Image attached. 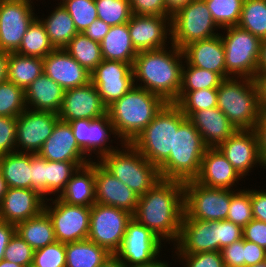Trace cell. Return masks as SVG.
I'll use <instances>...</instances> for the list:
<instances>
[{"label":"cell","instance_id":"e575fe53","mask_svg":"<svg viewBox=\"0 0 266 267\" xmlns=\"http://www.w3.org/2000/svg\"><path fill=\"white\" fill-rule=\"evenodd\" d=\"M43 71V58L9 53L7 81L18 87L26 90Z\"/></svg>","mask_w":266,"mask_h":267},{"label":"cell","instance_id":"8c879c8a","mask_svg":"<svg viewBox=\"0 0 266 267\" xmlns=\"http://www.w3.org/2000/svg\"><path fill=\"white\" fill-rule=\"evenodd\" d=\"M6 190H7V185L0 171V204H1L4 194L6 193Z\"/></svg>","mask_w":266,"mask_h":267},{"label":"cell","instance_id":"e7e4bbea","mask_svg":"<svg viewBox=\"0 0 266 267\" xmlns=\"http://www.w3.org/2000/svg\"><path fill=\"white\" fill-rule=\"evenodd\" d=\"M254 81L258 90V103L262 113L266 109V72L257 73Z\"/></svg>","mask_w":266,"mask_h":267},{"label":"cell","instance_id":"ee69618b","mask_svg":"<svg viewBox=\"0 0 266 267\" xmlns=\"http://www.w3.org/2000/svg\"><path fill=\"white\" fill-rule=\"evenodd\" d=\"M26 108L24 89L10 81L0 83V117L17 118Z\"/></svg>","mask_w":266,"mask_h":267},{"label":"cell","instance_id":"5bb4252c","mask_svg":"<svg viewBox=\"0 0 266 267\" xmlns=\"http://www.w3.org/2000/svg\"><path fill=\"white\" fill-rule=\"evenodd\" d=\"M31 0H0V50L16 52L37 17Z\"/></svg>","mask_w":266,"mask_h":267},{"label":"cell","instance_id":"94428289","mask_svg":"<svg viewBox=\"0 0 266 267\" xmlns=\"http://www.w3.org/2000/svg\"><path fill=\"white\" fill-rule=\"evenodd\" d=\"M254 131L257 135L259 155L262 166L266 169V118L261 114Z\"/></svg>","mask_w":266,"mask_h":267},{"label":"cell","instance_id":"603a6c76","mask_svg":"<svg viewBox=\"0 0 266 267\" xmlns=\"http://www.w3.org/2000/svg\"><path fill=\"white\" fill-rule=\"evenodd\" d=\"M44 73L64 90L91 82V73L81 66L64 48L54 49L43 58Z\"/></svg>","mask_w":266,"mask_h":267},{"label":"cell","instance_id":"484cf974","mask_svg":"<svg viewBox=\"0 0 266 267\" xmlns=\"http://www.w3.org/2000/svg\"><path fill=\"white\" fill-rule=\"evenodd\" d=\"M184 63L219 74L223 79L231 76L226 72L225 51L220 34L193 42L182 49Z\"/></svg>","mask_w":266,"mask_h":267},{"label":"cell","instance_id":"ba28073f","mask_svg":"<svg viewBox=\"0 0 266 267\" xmlns=\"http://www.w3.org/2000/svg\"><path fill=\"white\" fill-rule=\"evenodd\" d=\"M205 0H191L171 18V43L182 50L185 46L219 35Z\"/></svg>","mask_w":266,"mask_h":267},{"label":"cell","instance_id":"6da1fadb","mask_svg":"<svg viewBox=\"0 0 266 267\" xmlns=\"http://www.w3.org/2000/svg\"><path fill=\"white\" fill-rule=\"evenodd\" d=\"M184 214V182L160 180L139 197L135 213L138 223L146 226L163 242H177Z\"/></svg>","mask_w":266,"mask_h":267},{"label":"cell","instance_id":"7bdbcfd3","mask_svg":"<svg viewBox=\"0 0 266 267\" xmlns=\"http://www.w3.org/2000/svg\"><path fill=\"white\" fill-rule=\"evenodd\" d=\"M205 3L219 28L238 25L244 0H205Z\"/></svg>","mask_w":266,"mask_h":267},{"label":"cell","instance_id":"f1b7e54d","mask_svg":"<svg viewBox=\"0 0 266 267\" xmlns=\"http://www.w3.org/2000/svg\"><path fill=\"white\" fill-rule=\"evenodd\" d=\"M64 91L59 84L43 72L25 90L26 106L32 110L58 114L64 98Z\"/></svg>","mask_w":266,"mask_h":267},{"label":"cell","instance_id":"a7ac6f4b","mask_svg":"<svg viewBox=\"0 0 266 267\" xmlns=\"http://www.w3.org/2000/svg\"><path fill=\"white\" fill-rule=\"evenodd\" d=\"M191 0H165L167 10L173 15L178 9L185 6Z\"/></svg>","mask_w":266,"mask_h":267},{"label":"cell","instance_id":"6125c7cd","mask_svg":"<svg viewBox=\"0 0 266 267\" xmlns=\"http://www.w3.org/2000/svg\"><path fill=\"white\" fill-rule=\"evenodd\" d=\"M110 25L100 19L93 21L83 33L90 39L101 42L110 29Z\"/></svg>","mask_w":266,"mask_h":267},{"label":"cell","instance_id":"30bf717a","mask_svg":"<svg viewBox=\"0 0 266 267\" xmlns=\"http://www.w3.org/2000/svg\"><path fill=\"white\" fill-rule=\"evenodd\" d=\"M205 187L195 180L184 182V213L190 219L226 220L231 196L237 191Z\"/></svg>","mask_w":266,"mask_h":267},{"label":"cell","instance_id":"4fadbf2b","mask_svg":"<svg viewBox=\"0 0 266 267\" xmlns=\"http://www.w3.org/2000/svg\"><path fill=\"white\" fill-rule=\"evenodd\" d=\"M161 242L150 229L132 218L127 223L122 244L115 256L126 267L148 265L157 260Z\"/></svg>","mask_w":266,"mask_h":267},{"label":"cell","instance_id":"753ad0ef","mask_svg":"<svg viewBox=\"0 0 266 267\" xmlns=\"http://www.w3.org/2000/svg\"><path fill=\"white\" fill-rule=\"evenodd\" d=\"M0 267H23V266L3 259L0 261Z\"/></svg>","mask_w":266,"mask_h":267},{"label":"cell","instance_id":"9a60e30c","mask_svg":"<svg viewBox=\"0 0 266 267\" xmlns=\"http://www.w3.org/2000/svg\"><path fill=\"white\" fill-rule=\"evenodd\" d=\"M58 120L56 113L26 108L16 121V152L37 154Z\"/></svg>","mask_w":266,"mask_h":267},{"label":"cell","instance_id":"f6af8a7d","mask_svg":"<svg viewBox=\"0 0 266 267\" xmlns=\"http://www.w3.org/2000/svg\"><path fill=\"white\" fill-rule=\"evenodd\" d=\"M98 19L110 26L127 23L132 17L129 0H94Z\"/></svg>","mask_w":266,"mask_h":267},{"label":"cell","instance_id":"9c48e42d","mask_svg":"<svg viewBox=\"0 0 266 267\" xmlns=\"http://www.w3.org/2000/svg\"><path fill=\"white\" fill-rule=\"evenodd\" d=\"M222 30L227 31L226 35L220 34L225 51L226 72L231 77L254 79L262 40L238 25Z\"/></svg>","mask_w":266,"mask_h":267},{"label":"cell","instance_id":"f907efd6","mask_svg":"<svg viewBox=\"0 0 266 267\" xmlns=\"http://www.w3.org/2000/svg\"><path fill=\"white\" fill-rule=\"evenodd\" d=\"M184 267H224L221 252L207 251L201 253H176ZM185 261V262H183Z\"/></svg>","mask_w":266,"mask_h":267},{"label":"cell","instance_id":"816d5d0a","mask_svg":"<svg viewBox=\"0 0 266 267\" xmlns=\"http://www.w3.org/2000/svg\"><path fill=\"white\" fill-rule=\"evenodd\" d=\"M31 189L47 198V159L31 153ZM46 196V197H45Z\"/></svg>","mask_w":266,"mask_h":267},{"label":"cell","instance_id":"d4e9b609","mask_svg":"<svg viewBox=\"0 0 266 267\" xmlns=\"http://www.w3.org/2000/svg\"><path fill=\"white\" fill-rule=\"evenodd\" d=\"M241 178L218 148H207L199 175L194 180L209 188L232 189Z\"/></svg>","mask_w":266,"mask_h":267},{"label":"cell","instance_id":"db71d44e","mask_svg":"<svg viewBox=\"0 0 266 267\" xmlns=\"http://www.w3.org/2000/svg\"><path fill=\"white\" fill-rule=\"evenodd\" d=\"M132 14L172 16L167 10L165 0H129Z\"/></svg>","mask_w":266,"mask_h":267},{"label":"cell","instance_id":"f5cc1de1","mask_svg":"<svg viewBox=\"0 0 266 267\" xmlns=\"http://www.w3.org/2000/svg\"><path fill=\"white\" fill-rule=\"evenodd\" d=\"M17 118L0 117V155L16 152Z\"/></svg>","mask_w":266,"mask_h":267},{"label":"cell","instance_id":"836d02e7","mask_svg":"<svg viewBox=\"0 0 266 267\" xmlns=\"http://www.w3.org/2000/svg\"><path fill=\"white\" fill-rule=\"evenodd\" d=\"M66 267H99L112 254L86 239L65 244Z\"/></svg>","mask_w":266,"mask_h":267},{"label":"cell","instance_id":"d590c367","mask_svg":"<svg viewBox=\"0 0 266 267\" xmlns=\"http://www.w3.org/2000/svg\"><path fill=\"white\" fill-rule=\"evenodd\" d=\"M58 5L47 18H41L49 41L55 49L64 48L78 33L67 10L62 4Z\"/></svg>","mask_w":266,"mask_h":267},{"label":"cell","instance_id":"8fae6325","mask_svg":"<svg viewBox=\"0 0 266 267\" xmlns=\"http://www.w3.org/2000/svg\"><path fill=\"white\" fill-rule=\"evenodd\" d=\"M132 214L113 206L95 203L91 206L88 240L115 255L119 250Z\"/></svg>","mask_w":266,"mask_h":267},{"label":"cell","instance_id":"bcb514c9","mask_svg":"<svg viewBox=\"0 0 266 267\" xmlns=\"http://www.w3.org/2000/svg\"><path fill=\"white\" fill-rule=\"evenodd\" d=\"M61 4L73 19L78 33L83 32L93 21L98 19L94 0H65Z\"/></svg>","mask_w":266,"mask_h":267},{"label":"cell","instance_id":"2e32d148","mask_svg":"<svg viewBox=\"0 0 266 267\" xmlns=\"http://www.w3.org/2000/svg\"><path fill=\"white\" fill-rule=\"evenodd\" d=\"M132 65L103 59L91 72V82L107 107L135 86Z\"/></svg>","mask_w":266,"mask_h":267},{"label":"cell","instance_id":"cb8c5ba5","mask_svg":"<svg viewBox=\"0 0 266 267\" xmlns=\"http://www.w3.org/2000/svg\"><path fill=\"white\" fill-rule=\"evenodd\" d=\"M46 199L36 190L7 188L0 204V220L18 224L39 215Z\"/></svg>","mask_w":266,"mask_h":267},{"label":"cell","instance_id":"91938a15","mask_svg":"<svg viewBox=\"0 0 266 267\" xmlns=\"http://www.w3.org/2000/svg\"><path fill=\"white\" fill-rule=\"evenodd\" d=\"M251 206L253 218L266 222V191L251 190Z\"/></svg>","mask_w":266,"mask_h":267},{"label":"cell","instance_id":"9f6ffc18","mask_svg":"<svg viewBox=\"0 0 266 267\" xmlns=\"http://www.w3.org/2000/svg\"><path fill=\"white\" fill-rule=\"evenodd\" d=\"M243 228L228 220L218 221V234L220 239V251L224 247L243 238Z\"/></svg>","mask_w":266,"mask_h":267},{"label":"cell","instance_id":"c3c4849f","mask_svg":"<svg viewBox=\"0 0 266 267\" xmlns=\"http://www.w3.org/2000/svg\"><path fill=\"white\" fill-rule=\"evenodd\" d=\"M32 267H66L65 243L55 241L34 250Z\"/></svg>","mask_w":266,"mask_h":267},{"label":"cell","instance_id":"003e7915","mask_svg":"<svg viewBox=\"0 0 266 267\" xmlns=\"http://www.w3.org/2000/svg\"><path fill=\"white\" fill-rule=\"evenodd\" d=\"M265 72H266V39L261 41L260 55L257 65V73H265Z\"/></svg>","mask_w":266,"mask_h":267},{"label":"cell","instance_id":"7c38bea8","mask_svg":"<svg viewBox=\"0 0 266 267\" xmlns=\"http://www.w3.org/2000/svg\"><path fill=\"white\" fill-rule=\"evenodd\" d=\"M52 199H46L44 211L52 221L56 241L66 244L86 240L89 235L91 207L66 204L58 197ZM50 200L52 204L49 206L47 202Z\"/></svg>","mask_w":266,"mask_h":267},{"label":"cell","instance_id":"7a4b0ae2","mask_svg":"<svg viewBox=\"0 0 266 267\" xmlns=\"http://www.w3.org/2000/svg\"><path fill=\"white\" fill-rule=\"evenodd\" d=\"M170 44L171 50L165 47L138 52L132 70L135 86L160 96L166 103H175L181 89L184 55ZM139 81L143 86L137 83Z\"/></svg>","mask_w":266,"mask_h":267},{"label":"cell","instance_id":"be15d7a7","mask_svg":"<svg viewBox=\"0 0 266 267\" xmlns=\"http://www.w3.org/2000/svg\"><path fill=\"white\" fill-rule=\"evenodd\" d=\"M14 233V224L0 220V261L4 259V251Z\"/></svg>","mask_w":266,"mask_h":267},{"label":"cell","instance_id":"4316f807","mask_svg":"<svg viewBox=\"0 0 266 267\" xmlns=\"http://www.w3.org/2000/svg\"><path fill=\"white\" fill-rule=\"evenodd\" d=\"M37 154L48 161H93L79 147L69 122L60 119Z\"/></svg>","mask_w":266,"mask_h":267},{"label":"cell","instance_id":"1f68e13d","mask_svg":"<svg viewBox=\"0 0 266 267\" xmlns=\"http://www.w3.org/2000/svg\"><path fill=\"white\" fill-rule=\"evenodd\" d=\"M0 171L7 188L31 189V153L0 155Z\"/></svg>","mask_w":266,"mask_h":267},{"label":"cell","instance_id":"b9f144b4","mask_svg":"<svg viewBox=\"0 0 266 267\" xmlns=\"http://www.w3.org/2000/svg\"><path fill=\"white\" fill-rule=\"evenodd\" d=\"M224 79L217 73L188 65L182 68V83L180 91H195L201 89H217Z\"/></svg>","mask_w":266,"mask_h":267},{"label":"cell","instance_id":"d6a6232c","mask_svg":"<svg viewBox=\"0 0 266 267\" xmlns=\"http://www.w3.org/2000/svg\"><path fill=\"white\" fill-rule=\"evenodd\" d=\"M15 232L34 250L56 241L52 221L44 210L39 215L16 224Z\"/></svg>","mask_w":266,"mask_h":267},{"label":"cell","instance_id":"6f0895ef","mask_svg":"<svg viewBox=\"0 0 266 267\" xmlns=\"http://www.w3.org/2000/svg\"><path fill=\"white\" fill-rule=\"evenodd\" d=\"M243 239L256 243L266 250V222L251 220L243 227Z\"/></svg>","mask_w":266,"mask_h":267},{"label":"cell","instance_id":"2644e50d","mask_svg":"<svg viewBox=\"0 0 266 267\" xmlns=\"http://www.w3.org/2000/svg\"><path fill=\"white\" fill-rule=\"evenodd\" d=\"M134 267H170V265H168V263L164 260L163 262L161 260H155L153 263L148 264V265H141V266H134Z\"/></svg>","mask_w":266,"mask_h":267},{"label":"cell","instance_id":"11a10c76","mask_svg":"<svg viewBox=\"0 0 266 267\" xmlns=\"http://www.w3.org/2000/svg\"><path fill=\"white\" fill-rule=\"evenodd\" d=\"M220 252L225 266L245 267L243 238L224 247Z\"/></svg>","mask_w":266,"mask_h":267},{"label":"cell","instance_id":"f546056e","mask_svg":"<svg viewBox=\"0 0 266 267\" xmlns=\"http://www.w3.org/2000/svg\"><path fill=\"white\" fill-rule=\"evenodd\" d=\"M57 197L66 204L86 207L95 204V162L79 167Z\"/></svg>","mask_w":266,"mask_h":267},{"label":"cell","instance_id":"7402d4cb","mask_svg":"<svg viewBox=\"0 0 266 267\" xmlns=\"http://www.w3.org/2000/svg\"><path fill=\"white\" fill-rule=\"evenodd\" d=\"M139 196L95 161L96 203L113 206L135 213Z\"/></svg>","mask_w":266,"mask_h":267},{"label":"cell","instance_id":"7dc6e473","mask_svg":"<svg viewBox=\"0 0 266 267\" xmlns=\"http://www.w3.org/2000/svg\"><path fill=\"white\" fill-rule=\"evenodd\" d=\"M253 219L251 189H240L237 192H234L231 196L226 220L243 228Z\"/></svg>","mask_w":266,"mask_h":267},{"label":"cell","instance_id":"52a82bcc","mask_svg":"<svg viewBox=\"0 0 266 267\" xmlns=\"http://www.w3.org/2000/svg\"><path fill=\"white\" fill-rule=\"evenodd\" d=\"M121 146L119 150L104 155L98 162L140 197L162 180L159 168L131 143Z\"/></svg>","mask_w":266,"mask_h":267},{"label":"cell","instance_id":"4dcf8cb0","mask_svg":"<svg viewBox=\"0 0 266 267\" xmlns=\"http://www.w3.org/2000/svg\"><path fill=\"white\" fill-rule=\"evenodd\" d=\"M100 45L104 60L133 64L138 54L131 41L128 23L111 26Z\"/></svg>","mask_w":266,"mask_h":267},{"label":"cell","instance_id":"83f0119b","mask_svg":"<svg viewBox=\"0 0 266 267\" xmlns=\"http://www.w3.org/2000/svg\"><path fill=\"white\" fill-rule=\"evenodd\" d=\"M187 119L198 130L208 148H217L236 131L218 107L192 112Z\"/></svg>","mask_w":266,"mask_h":267},{"label":"cell","instance_id":"ffe728a7","mask_svg":"<svg viewBox=\"0 0 266 267\" xmlns=\"http://www.w3.org/2000/svg\"><path fill=\"white\" fill-rule=\"evenodd\" d=\"M175 253L220 252L218 221L190 219L183 214L180 235L175 243Z\"/></svg>","mask_w":266,"mask_h":267},{"label":"cell","instance_id":"3957f363","mask_svg":"<svg viewBox=\"0 0 266 267\" xmlns=\"http://www.w3.org/2000/svg\"><path fill=\"white\" fill-rule=\"evenodd\" d=\"M166 102L150 91L134 86L107 107V113L121 140L131 143L152 121Z\"/></svg>","mask_w":266,"mask_h":267},{"label":"cell","instance_id":"44dd1931","mask_svg":"<svg viewBox=\"0 0 266 267\" xmlns=\"http://www.w3.org/2000/svg\"><path fill=\"white\" fill-rule=\"evenodd\" d=\"M217 148L242 178L248 175L251 168L255 167L257 163L262 166L254 129L236 130Z\"/></svg>","mask_w":266,"mask_h":267},{"label":"cell","instance_id":"f35d334b","mask_svg":"<svg viewBox=\"0 0 266 267\" xmlns=\"http://www.w3.org/2000/svg\"><path fill=\"white\" fill-rule=\"evenodd\" d=\"M238 26L266 39V0H244Z\"/></svg>","mask_w":266,"mask_h":267},{"label":"cell","instance_id":"11e5206c","mask_svg":"<svg viewBox=\"0 0 266 267\" xmlns=\"http://www.w3.org/2000/svg\"><path fill=\"white\" fill-rule=\"evenodd\" d=\"M261 114L266 118V109Z\"/></svg>","mask_w":266,"mask_h":267},{"label":"cell","instance_id":"5b68a950","mask_svg":"<svg viewBox=\"0 0 266 267\" xmlns=\"http://www.w3.org/2000/svg\"><path fill=\"white\" fill-rule=\"evenodd\" d=\"M217 107L236 130L254 129L261 116L254 79H224L217 88Z\"/></svg>","mask_w":266,"mask_h":267},{"label":"cell","instance_id":"680465c9","mask_svg":"<svg viewBox=\"0 0 266 267\" xmlns=\"http://www.w3.org/2000/svg\"><path fill=\"white\" fill-rule=\"evenodd\" d=\"M245 267L253 266L266 260V250L256 243L244 239Z\"/></svg>","mask_w":266,"mask_h":267},{"label":"cell","instance_id":"8d00e7d4","mask_svg":"<svg viewBox=\"0 0 266 267\" xmlns=\"http://www.w3.org/2000/svg\"><path fill=\"white\" fill-rule=\"evenodd\" d=\"M64 50L90 73L103 60L100 42L88 38L83 32L77 33Z\"/></svg>","mask_w":266,"mask_h":267},{"label":"cell","instance_id":"8992f818","mask_svg":"<svg viewBox=\"0 0 266 267\" xmlns=\"http://www.w3.org/2000/svg\"><path fill=\"white\" fill-rule=\"evenodd\" d=\"M186 119L175 103H166L131 144L158 168L173 150L174 130Z\"/></svg>","mask_w":266,"mask_h":267},{"label":"cell","instance_id":"ac0fdd59","mask_svg":"<svg viewBox=\"0 0 266 267\" xmlns=\"http://www.w3.org/2000/svg\"><path fill=\"white\" fill-rule=\"evenodd\" d=\"M171 18L172 16L133 14L127 23L135 50L141 52L167 47V38L170 41L172 38Z\"/></svg>","mask_w":266,"mask_h":267},{"label":"cell","instance_id":"89a4df30","mask_svg":"<svg viewBox=\"0 0 266 267\" xmlns=\"http://www.w3.org/2000/svg\"><path fill=\"white\" fill-rule=\"evenodd\" d=\"M99 267H126V266L115 255H112Z\"/></svg>","mask_w":266,"mask_h":267},{"label":"cell","instance_id":"ab89813d","mask_svg":"<svg viewBox=\"0 0 266 267\" xmlns=\"http://www.w3.org/2000/svg\"><path fill=\"white\" fill-rule=\"evenodd\" d=\"M91 161H48L47 160V196L62 193L67 182L79 167Z\"/></svg>","mask_w":266,"mask_h":267},{"label":"cell","instance_id":"34e18365","mask_svg":"<svg viewBox=\"0 0 266 267\" xmlns=\"http://www.w3.org/2000/svg\"><path fill=\"white\" fill-rule=\"evenodd\" d=\"M250 267H266V260L261 262V263H257L253 266H250Z\"/></svg>","mask_w":266,"mask_h":267},{"label":"cell","instance_id":"74e56055","mask_svg":"<svg viewBox=\"0 0 266 267\" xmlns=\"http://www.w3.org/2000/svg\"><path fill=\"white\" fill-rule=\"evenodd\" d=\"M54 49V46L49 41L44 24L40 18L36 17L28 27L16 53L24 56L45 58Z\"/></svg>","mask_w":266,"mask_h":267},{"label":"cell","instance_id":"277c9868","mask_svg":"<svg viewBox=\"0 0 266 267\" xmlns=\"http://www.w3.org/2000/svg\"><path fill=\"white\" fill-rule=\"evenodd\" d=\"M208 147L194 125L186 118L174 130L173 150L159 167L161 179L194 180L200 172L202 157Z\"/></svg>","mask_w":266,"mask_h":267},{"label":"cell","instance_id":"e0dca14e","mask_svg":"<svg viewBox=\"0 0 266 267\" xmlns=\"http://www.w3.org/2000/svg\"><path fill=\"white\" fill-rule=\"evenodd\" d=\"M69 124L79 147L88 155V159H92L89 158L92 152L100 160L104 155L115 151V148L118 149L116 146H107L110 135L118 136L108 113L95 119H77Z\"/></svg>","mask_w":266,"mask_h":267},{"label":"cell","instance_id":"681fc988","mask_svg":"<svg viewBox=\"0 0 266 267\" xmlns=\"http://www.w3.org/2000/svg\"><path fill=\"white\" fill-rule=\"evenodd\" d=\"M34 249L16 232L4 251V259L23 267H32Z\"/></svg>","mask_w":266,"mask_h":267},{"label":"cell","instance_id":"60d3db41","mask_svg":"<svg viewBox=\"0 0 266 267\" xmlns=\"http://www.w3.org/2000/svg\"><path fill=\"white\" fill-rule=\"evenodd\" d=\"M175 104L187 118L192 112L217 107V89L179 91Z\"/></svg>","mask_w":266,"mask_h":267},{"label":"cell","instance_id":"d6986e66","mask_svg":"<svg viewBox=\"0 0 266 267\" xmlns=\"http://www.w3.org/2000/svg\"><path fill=\"white\" fill-rule=\"evenodd\" d=\"M107 114V106L103 103L97 88L92 82L64 91L60 120L65 122L77 119H95Z\"/></svg>","mask_w":266,"mask_h":267},{"label":"cell","instance_id":"03108f58","mask_svg":"<svg viewBox=\"0 0 266 267\" xmlns=\"http://www.w3.org/2000/svg\"><path fill=\"white\" fill-rule=\"evenodd\" d=\"M9 52L0 50V83L7 81Z\"/></svg>","mask_w":266,"mask_h":267}]
</instances>
